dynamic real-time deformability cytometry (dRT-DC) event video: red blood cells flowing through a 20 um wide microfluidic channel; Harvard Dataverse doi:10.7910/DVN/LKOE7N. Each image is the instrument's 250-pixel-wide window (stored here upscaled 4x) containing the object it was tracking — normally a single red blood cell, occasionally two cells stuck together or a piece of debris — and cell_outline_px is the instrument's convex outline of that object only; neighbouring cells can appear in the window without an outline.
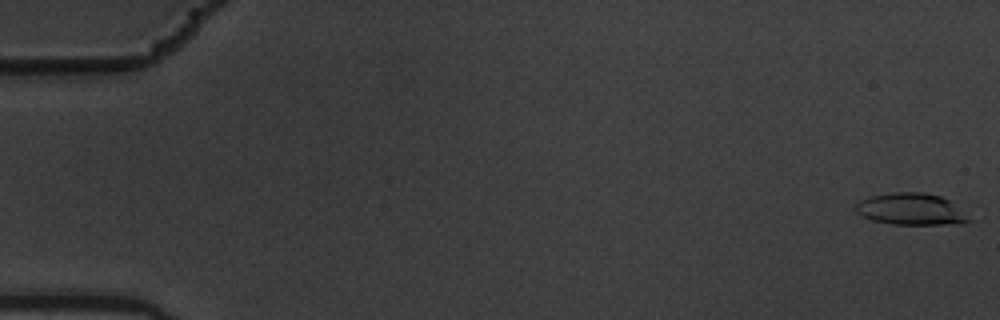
{"species": "common noctule bat (a hibernating species)", "species_latin": "Nyctalus noctula", "temperature_condition": "warm", "stored_images_in_passage": 5, "camera_frame_rate_fps": 3000, "um_per_image_px": 0.085, "animal": {"sex": "male", "body_mass_g": 19.5, "forearm_length_mm": 54.6}, "frame": {"image": 1, "passage_image": 1, "time_ms": 0.0, "image_size_px": [1000, 320], "cell_outline_px": [[972, 220], [964, 224], [892, 224], [872, 220], [856, 212], [856, 204], [860, 200], [868, 196], [896, 192], [924, 192], [940, 196], [948, 200]], "centroid_in_image_um": [77.42, 17.78], "position_along_channel_um": 7.6, "area_um2": 20.75}}